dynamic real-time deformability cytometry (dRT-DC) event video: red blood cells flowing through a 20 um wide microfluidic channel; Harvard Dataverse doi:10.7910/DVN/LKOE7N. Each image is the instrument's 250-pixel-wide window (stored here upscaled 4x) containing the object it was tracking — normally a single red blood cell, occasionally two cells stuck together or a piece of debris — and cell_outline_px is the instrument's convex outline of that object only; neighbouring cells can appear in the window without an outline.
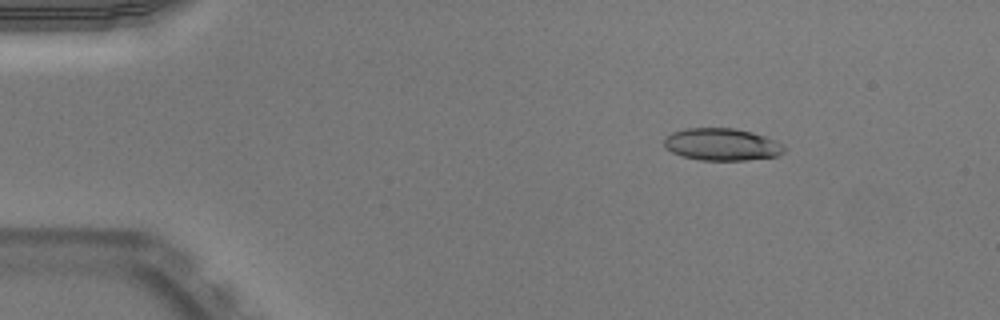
{"species": "Egyptian fruit bat (a non-hibernating species)", "species_latin": "Rousettus aegyptiacus", "temperature_condition": "warm", "stored_images_in_passage": 50, "camera_frame_rate_fps": 3000, "um_per_image_px": 0.085, "animal": {"sex": "male"}, "frame": {"image": 1, "passage_image": 7, "time_ms": 2.0, "image_size_px": [1000, 320], "cell_outline_px": [[784, 152], [776, 156], [748, 160], [700, 160], [680, 156], [664, 148], [664, 136], [672, 132], [684, 128], [736, 128], [752, 132], [776, 140], [784, 144]], "centroid_in_image_um": [61.32, 12.27], "position_along_channel_um": 23.7, "area_um2": 22.83}}
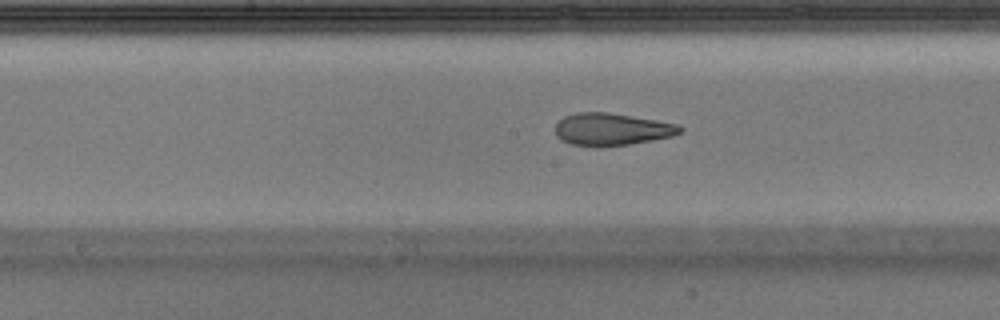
{"frame": {"image": 2, "passage_image": 26, "time_ms": 8.333, "image_size_px": [1000, 320], "cell_outline_px": [[684, 128], [680, 132], [672, 136], [652, 140], [628, 144], [596, 148], [572, 144], [560, 140], [556, 136], [556, 124], [564, 116], [576, 112], [608, 112], [680, 124]], "centroid_in_image_um": [51.98, 10.99], "position_along_channel_um": 196.2, "area_um2": 23.7}}
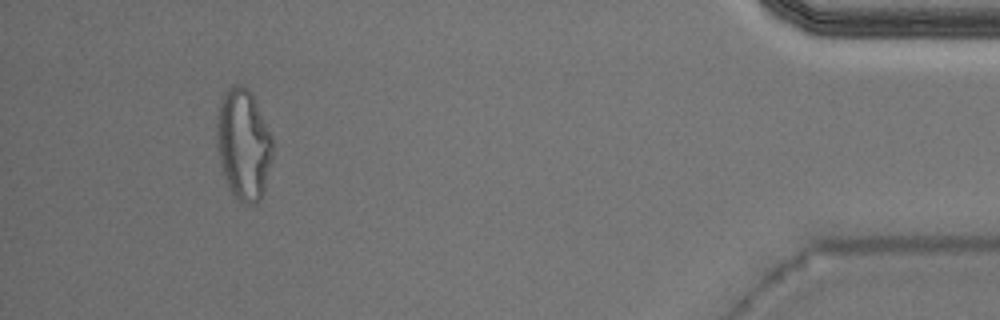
{"frame": {"image": 3, "passage_image": 47, "time_ms": 15.333, "image_size_px": [1000, 320], "cell_outline_px": [[272, 156], [264, 192], [260, 200], [256, 204], [252, 204], [240, 200], [228, 188], [224, 176], [216, 144], [216, 120], [224, 92], [232, 84], [240, 84], [248, 88], [272, 136]], "centroid_in_image_um": [20.68, 12.27], "position_along_channel_um": 414.5, "area_um2": 35.84}, "authors_computed_cell_mechanics": {"area_um2": 23.8714, "velocity_mm_per_s": 3.9918, "shape_relaxation_time_tau1_ms": 8.5079, "shape_relaxation_time_tau2_ms": 1.8649, "deformation_change_tau1": 0.2554, "deformation_change_tau2": 0.1051}}